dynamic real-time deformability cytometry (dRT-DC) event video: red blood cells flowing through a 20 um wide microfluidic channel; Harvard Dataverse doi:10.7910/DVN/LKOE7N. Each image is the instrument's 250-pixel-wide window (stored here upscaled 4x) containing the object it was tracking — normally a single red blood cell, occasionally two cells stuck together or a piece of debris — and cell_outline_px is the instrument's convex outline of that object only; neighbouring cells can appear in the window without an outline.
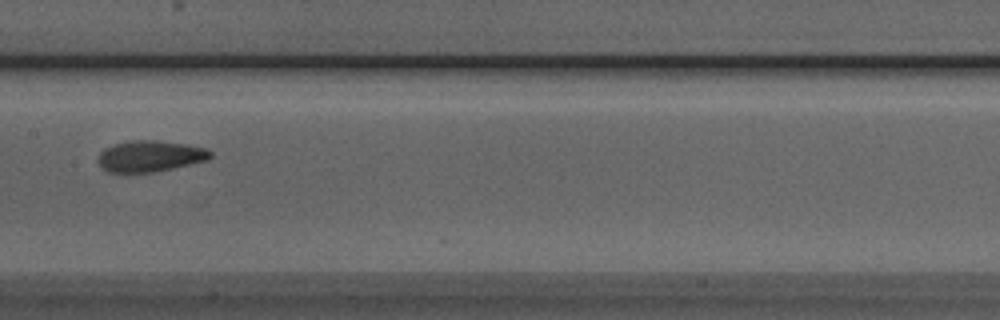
{"species": "Egyptian fruit bat (a non-hibernating species)", "species_latin": "Rousettus aegyptiacus", "temperature_condition": "room temperature", "stored_images_in_passage": 34, "camera_frame_rate_fps": 3000, "um_per_image_px": 0.085, "animal": {"sex": "male"}, "frame": {"image": 1, "passage_image": 11, "time_ms": 3.333, "image_size_px": [1000, 320], "cell_outline_px": [[212, 156], [208, 160], [172, 168], [152, 172], [108, 172], [100, 168], [96, 160], [100, 152], [104, 148], [112, 144], [132, 140], [156, 140], [188, 144], [204, 148], [212, 152]], "centroid_in_image_um": [12.71, 13.26], "position_along_channel_um": 194.7, "area_um2": 20.58}}
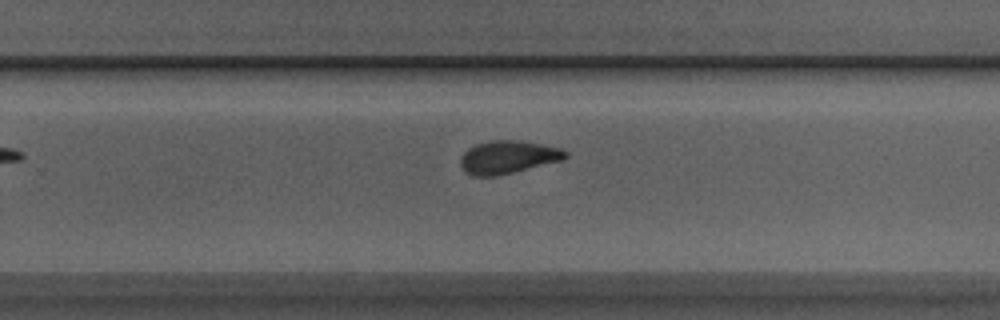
{"frame": {"image": 2, "passage_image": 18, "time_ms": 5.667, "image_size_px": [1000, 320], "cell_outline_px": [[568, 156], [564, 160], [496, 176], [472, 176], [460, 164], [460, 156], [468, 148], [476, 144], [492, 140], [520, 140], [560, 148], [568, 152]], "centroid_in_image_um": [43.19, 13.35], "position_along_channel_um": 286.6, "area_um2": 20.11}}
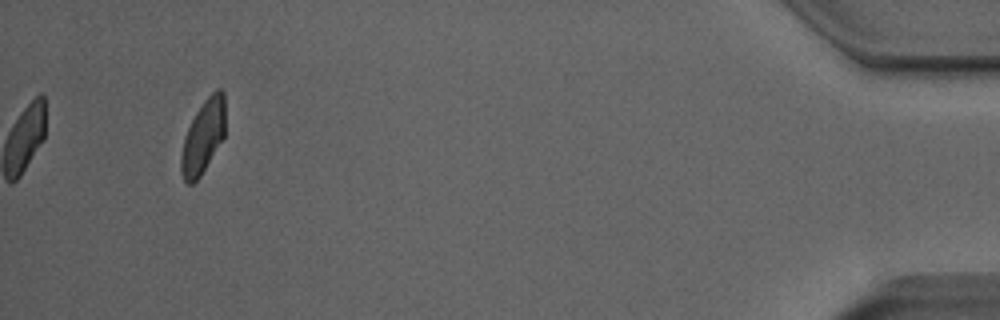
{"frame": {"image": 3, "passage_image": 34, "time_ms": 11.0, "image_size_px": [1000, 320], "cell_outline_px": [[224, 136], [200, 176], [192, 184], [188, 184], [184, 180], [180, 172], [180, 156], [184, 136], [196, 112], [204, 100], [216, 88], [220, 88], [224, 92]], "centroid_in_image_um": [17.24, 11.61], "position_along_channel_um": 418.0, "area_um2": 18.73}, "authors_computed_cell_mechanics": {"area_um2": 20.1144, "velocity_mm_per_s": 3.9573, "shape_relaxation_time_tau1_ms": 8.2708, "shape_relaxation_time_tau2_ms": 1.7738, "deformation_change_tau1": 0.1987, "deformation_change_tau2": 0.0671}}